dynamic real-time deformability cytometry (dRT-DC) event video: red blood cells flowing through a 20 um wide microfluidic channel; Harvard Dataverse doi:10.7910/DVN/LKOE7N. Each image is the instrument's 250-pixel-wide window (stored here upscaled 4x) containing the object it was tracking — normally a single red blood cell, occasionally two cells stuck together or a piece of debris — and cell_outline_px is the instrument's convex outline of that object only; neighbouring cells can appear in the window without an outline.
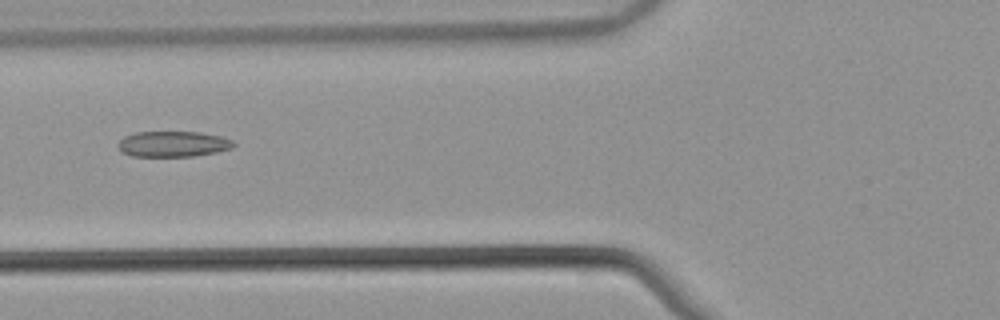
{"species": "common noctule bat (a hibernating species)", "species_latin": "Nyctalus noctula", "temperature_condition": "warm", "stored_images_in_passage": 53, "camera_frame_rate_fps": 3000, "um_per_image_px": 0.085, "animal": {"sex": "male", "body_mass_g": 21.5, "forearm_length_mm": 52.0}, "frame": {"image": 1, "passage_image": 21, "time_ms": 6.667, "image_size_px": [1000, 320], "cell_outline_px": [[236, 144], [232, 148], [216, 152], [192, 156], [132, 156], [120, 152], [116, 144], [124, 136], [136, 132], [200, 132], [220, 136], [232, 140]], "centroid_in_image_um": [14.67, 12.24], "position_along_channel_um": 111.1, "area_um2": 17.34}}
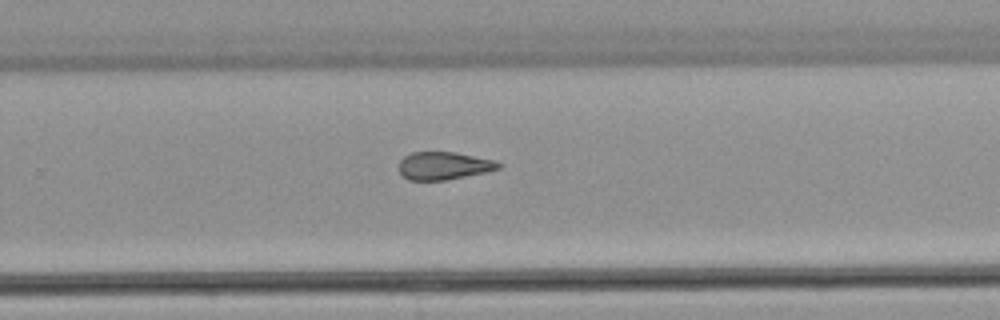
{"frame": {"image": 2, "passage_image": 35, "time_ms": 11.333, "image_size_px": [1000, 320], "cell_outline_px": [[504, 164], [500, 168], [488, 172], [444, 180], [408, 180], [400, 172], [400, 160], [404, 156], [412, 152], [456, 152], [496, 160]], "centroid_in_image_um": [37.78, 14.08], "position_along_channel_um": 292.0, "area_um2": 16.24}}
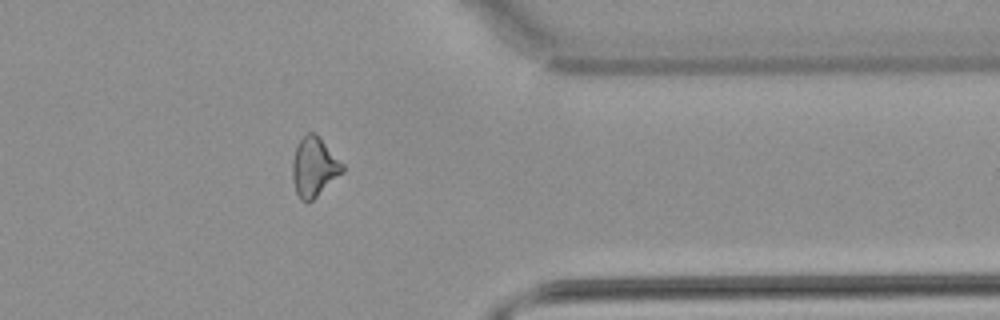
{"frame": {"image": 3, "passage_image": 43, "time_ms": 14.0, "image_size_px": [1000, 320], "cell_outline_px": [[344, 172], [312, 200], [300, 200], [296, 192], [292, 180], [292, 160], [296, 148], [300, 140], [308, 132], [312, 132], [344, 164]], "centroid_in_image_um": [26.69, 14.23], "position_along_channel_um": 384.7, "area_um2": 16.88}, "authors_computed_cell_mechanics": {"area_um2": 17.5712, "velocity_mm_per_s": 3.8894, "shape_relaxation_time_tau1_ms": null, "shape_relaxation_time_tau2_ms": 2.6416, "deformation_change_tau1": null, "deformation_change_tau2": 0.1016}}